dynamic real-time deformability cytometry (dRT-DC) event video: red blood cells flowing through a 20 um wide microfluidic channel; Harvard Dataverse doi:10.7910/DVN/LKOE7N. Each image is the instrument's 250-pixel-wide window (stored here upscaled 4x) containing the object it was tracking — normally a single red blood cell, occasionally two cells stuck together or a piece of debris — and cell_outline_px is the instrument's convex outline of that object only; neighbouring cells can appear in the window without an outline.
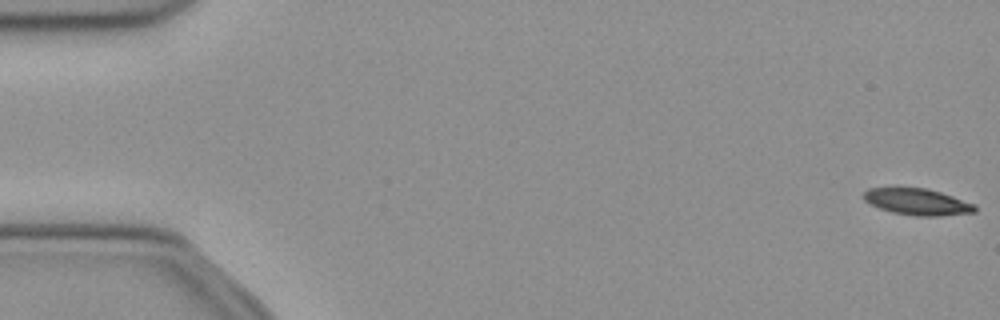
{"species": "common noctule bat (a hibernating species)", "species_latin": "Nyctalus noctula", "temperature_condition": "cold", "stored_images_in_passage": 12, "camera_frame_rate_fps": 3000, "um_per_image_px": 0.085, "animal": {"sex": "female", "body_mass_g": 21.9}, "frame": {"image": 1, "passage_image": 1, "time_ms": 0.0, "image_size_px": [1000, 320], "cell_outline_px": [[976, 212], [940, 216], [916, 216], [892, 212], [880, 208], [864, 200], [864, 192], [868, 188], [896, 184], [924, 188], [940, 192], [976, 204]], "centroid_in_image_um": [77.92, 17.1], "position_along_channel_um": 7.1, "area_um2": 17.8}}